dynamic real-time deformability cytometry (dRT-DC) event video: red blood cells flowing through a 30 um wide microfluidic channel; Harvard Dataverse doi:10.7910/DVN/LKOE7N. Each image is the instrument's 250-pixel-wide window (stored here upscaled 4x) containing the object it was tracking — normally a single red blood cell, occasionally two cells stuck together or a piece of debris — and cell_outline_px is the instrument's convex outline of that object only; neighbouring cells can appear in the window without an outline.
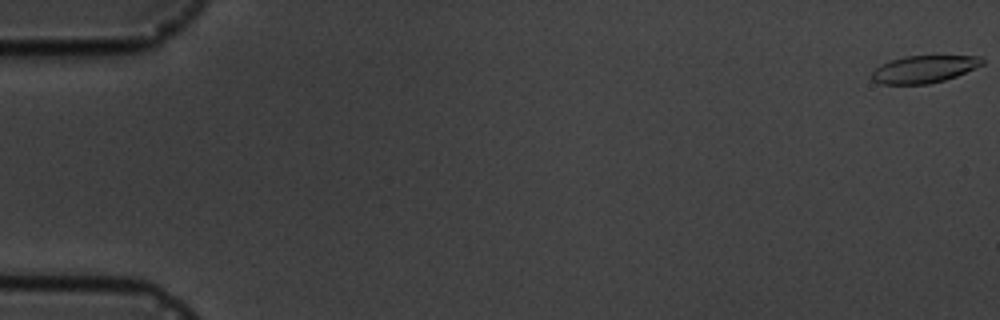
{"species": "common noctule bat (a hibernating species)", "species_latin": "Nyctalus noctula", "temperature_condition": "cold", "stored_images_in_passage": 6, "camera_frame_rate_fps": 3000, "um_per_image_px": 0.085, "animal": {"sex": "male", "body_mass_g": 19.5, "forearm_length_mm": 54.6}, "frame": {"image": 1, "passage_image": 1, "time_ms": 0.0, "image_size_px": [1000, 320], "cell_outline_px": [[984, 64], [956, 76], [944, 80], [928, 84], [880, 84], [872, 80], [872, 72], [880, 64], [904, 56], [980, 56], [984, 60]], "centroid_in_image_um": [78.53, 5.88], "position_along_channel_um": 6.5, "area_um2": 17.51}}
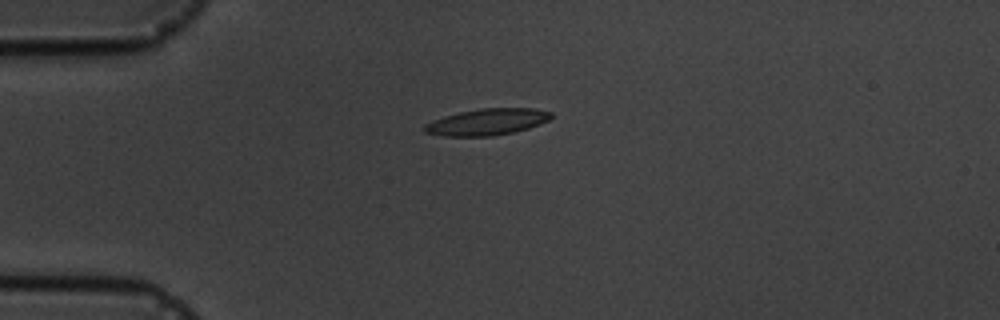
{"frame": {"image": 2, "passage_image": 5, "time_ms": 4.667, "image_size_px": [1000, 320], "cell_outline_px": [[552, 116], [548, 120], [528, 128], [516, 132], [492, 136], [444, 136], [424, 132], [424, 124], [432, 120], [444, 116], [460, 112], [480, 108], [532, 108], [552, 112]], "centroid_in_image_um": [41.39, 10.36], "position_along_channel_um": 43.6, "area_um2": 19.54}}